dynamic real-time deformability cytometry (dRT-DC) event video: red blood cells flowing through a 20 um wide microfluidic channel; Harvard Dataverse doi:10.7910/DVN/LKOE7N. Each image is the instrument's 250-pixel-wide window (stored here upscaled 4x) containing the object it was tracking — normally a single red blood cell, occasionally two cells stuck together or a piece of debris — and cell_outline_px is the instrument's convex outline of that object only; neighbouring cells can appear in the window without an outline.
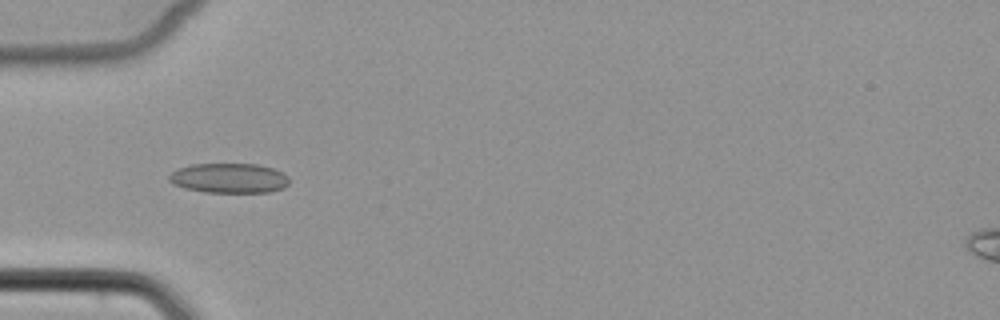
{"species": "common noctule bat (a hibernating species)", "species_latin": "Nyctalus noctula", "temperature_condition": "cold", "stored_images_in_passage": 6, "camera_frame_rate_fps": 3000, "um_per_image_px": 0.085, "animal": {"sex": "female", "body_mass_g": 22.7, "forearm_length_mm": 54.2}, "frame": {"image": 1, "passage_image": 4, "time_ms": 4.667, "image_size_px": [1000, 320], "cell_outline_px": [[288, 184], [284, 188], [268, 192], [204, 192], [184, 188], [172, 184], [168, 180], [168, 176], [176, 168], [192, 164], [256, 164], [272, 168], [284, 172], [288, 176]], "centroid_in_image_um": [19.45, 15.14], "position_along_channel_um": 65.6, "area_um2": 21.04}}
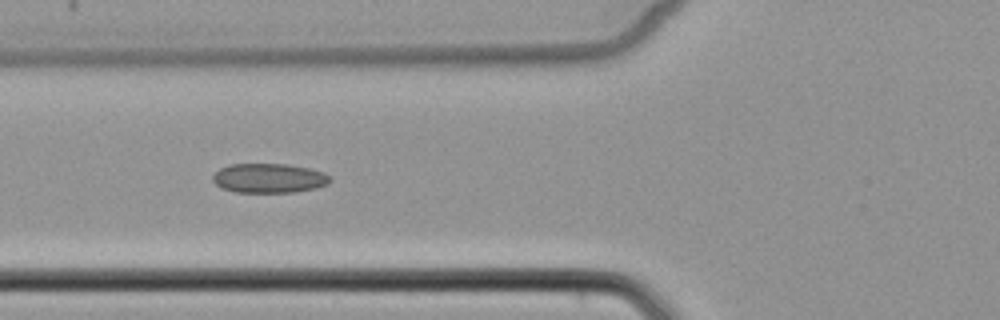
{"frame": {"image": 2, "passage_image": 5, "time_ms": 5.667, "image_size_px": [1000, 320], "cell_outline_px": [[332, 180], [328, 184], [316, 188], [292, 192], [236, 192], [220, 188], [212, 180], [212, 176], [220, 168], [228, 164], [288, 164], [308, 168], [324, 172], [332, 176]], "centroid_in_image_um": [22.87, 15.14], "position_along_channel_um": 102.9, "area_um2": 20.29}}
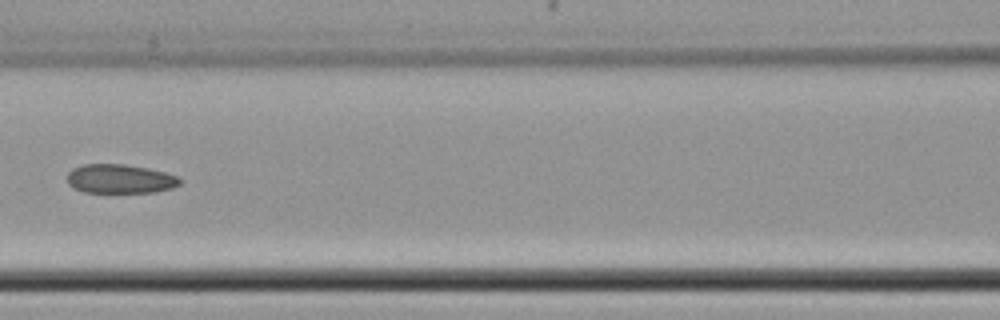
{"frame": {"image": 3, "passage_image": 6, "time_ms": 7.0, "image_size_px": [1000, 320], "cell_outline_px": [[180, 184], [172, 188], [156, 192], [84, 192], [72, 188], [68, 184], [68, 172], [72, 168], [80, 164], [124, 164], [148, 168], [180, 176]], "centroid_in_image_um": [10.19, 15.2], "position_along_channel_um": 156.4, "area_um2": 19.25}}